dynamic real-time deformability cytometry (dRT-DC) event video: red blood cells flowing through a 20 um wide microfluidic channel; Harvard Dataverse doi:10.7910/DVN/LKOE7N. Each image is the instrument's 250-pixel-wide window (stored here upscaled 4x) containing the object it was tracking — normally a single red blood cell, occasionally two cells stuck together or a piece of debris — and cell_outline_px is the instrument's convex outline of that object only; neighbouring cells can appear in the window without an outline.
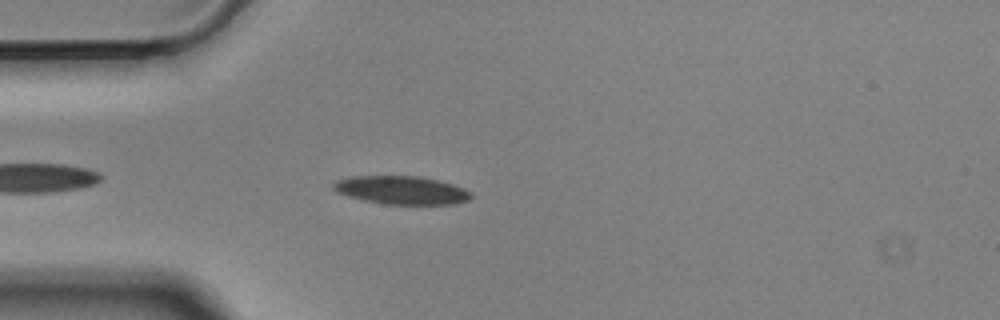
{"species": "Egyptian fruit bat (a non-hibernating species)", "species_latin": "Rousettus aegyptiacus", "temperature_condition": "cold", "stored_images_in_passage": 14, "camera_frame_rate_fps": 3000, "um_per_image_px": 0.085, "animal": {"sex": "male"}, "frame": {"image": 1, "passage_image": 5, "time_ms": 1.333, "image_size_px": [1000, 320], "cell_outline_px": [[472, 200], [456, 204], [384, 204], [364, 200], [348, 196], [336, 192], [332, 188], [332, 184], [336, 180], [352, 176], [416, 176], [436, 180], [452, 184], [464, 188], [472, 192]], "centroid_in_image_um": [34.14, 16.17], "position_along_channel_um": 50.9, "area_um2": 22.77}}
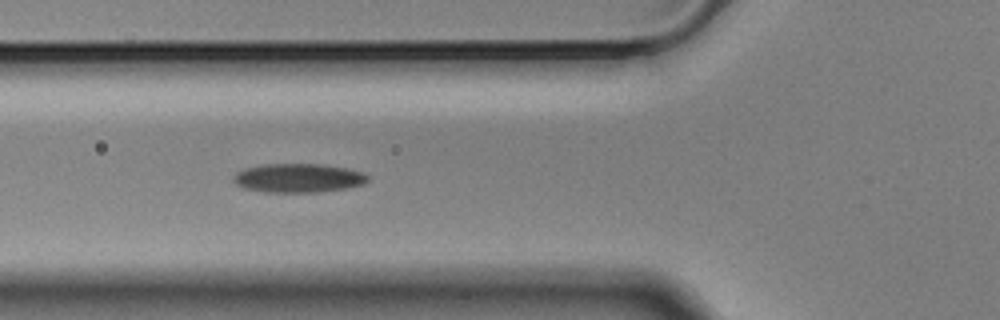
{"frame": {"image": 2, "passage_image": 10, "time_ms": 3.0, "image_size_px": [1000, 320], "cell_outline_px": [[368, 180], [364, 184], [348, 188], [320, 192], [264, 192], [244, 188], [236, 184], [232, 180], [236, 172], [244, 168], [264, 164], [324, 164], [364, 172], [368, 176]], "centroid_in_image_um": [25.35, 15.13], "position_along_channel_um": 100.4, "area_um2": 22.77}}
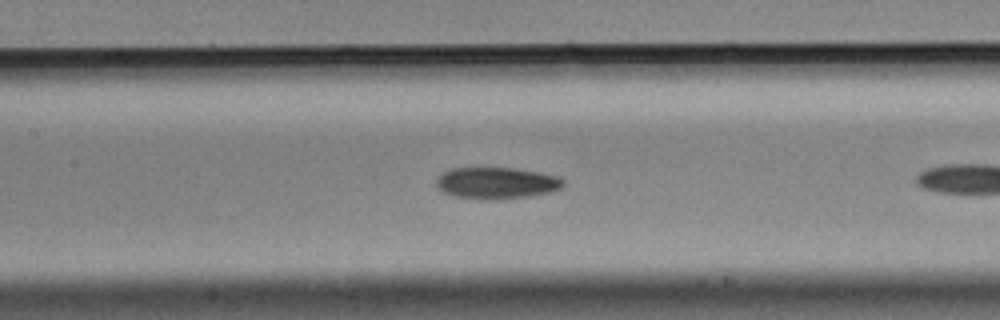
{"frame": {"image": 3, "passage_image": 12, "time_ms": 3.667, "image_size_px": [1000, 320], "cell_outline_px": [[564, 184], [560, 188], [552, 192], [528, 196], [492, 200], [480, 200], [456, 196], [444, 192], [436, 188], [436, 180], [444, 172], [452, 168], [512, 168], [536, 172], [556, 176], [564, 180]], "centroid_in_image_um": [42.18, 15.57], "position_along_channel_um": 165.2, "area_um2": 23.24}}